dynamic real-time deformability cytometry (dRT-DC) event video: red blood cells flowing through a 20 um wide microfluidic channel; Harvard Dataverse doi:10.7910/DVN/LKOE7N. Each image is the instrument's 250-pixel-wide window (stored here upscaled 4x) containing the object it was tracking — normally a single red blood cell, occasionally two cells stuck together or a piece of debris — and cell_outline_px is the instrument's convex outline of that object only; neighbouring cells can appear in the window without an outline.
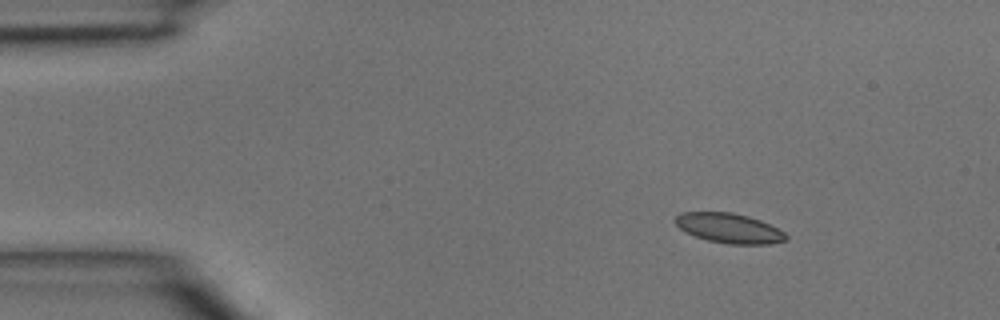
{"species": "common noctule bat (a hibernating species)", "species_latin": "Nyctalus noctula", "temperature_condition": "room temperature", "stored_images_in_passage": 4, "camera_frame_rate_fps": 3000, "um_per_image_px": 0.085, "animal": {"sex": "male", "body_mass_g": 15.6}, "frame": {"image": 1, "passage_image": 1, "time_ms": 0.0, "image_size_px": [1000, 320], "cell_outline_px": [[788, 240], [768, 244], [728, 244], [708, 240], [696, 236], [680, 228], [676, 224], [676, 216], [680, 212], [732, 212], [748, 216], [760, 220], [784, 232], [788, 236]], "centroid_in_image_um": [62.0, 19.39], "position_along_channel_um": 23.0, "area_um2": 19.02}}
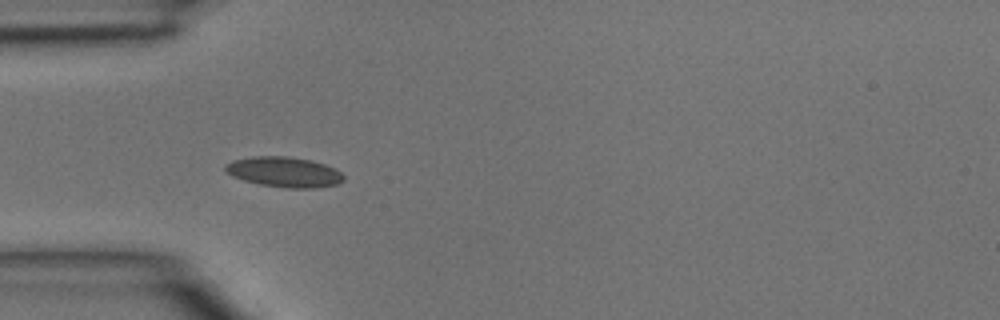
{"frame": {"image": 2, "passage_image": 3, "time_ms": 0.667, "image_size_px": [1000, 320], "cell_outline_px": [[344, 180], [336, 184], [316, 188], [288, 188], [260, 184], [244, 180], [232, 176], [224, 168], [224, 164], [232, 160], [252, 156], [288, 156], [312, 160], [324, 164], [340, 172], [344, 176]], "centroid_in_image_um": [24.13, 14.61], "position_along_channel_um": 60.9, "area_um2": 20.81}}